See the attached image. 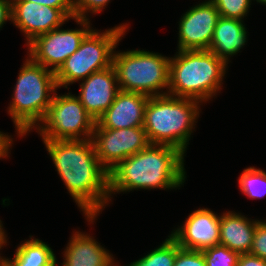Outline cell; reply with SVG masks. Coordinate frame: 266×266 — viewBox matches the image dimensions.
<instances>
[{
    "label": "cell",
    "instance_id": "9c48e42d",
    "mask_svg": "<svg viewBox=\"0 0 266 266\" xmlns=\"http://www.w3.org/2000/svg\"><path fill=\"white\" fill-rule=\"evenodd\" d=\"M79 29H57L36 37L27 45L28 56L36 63L56 73L65 60L80 46L85 36L92 30L90 19L74 17ZM51 66V67H50Z\"/></svg>",
    "mask_w": 266,
    "mask_h": 266
},
{
    "label": "cell",
    "instance_id": "4fadbf2b",
    "mask_svg": "<svg viewBox=\"0 0 266 266\" xmlns=\"http://www.w3.org/2000/svg\"><path fill=\"white\" fill-rule=\"evenodd\" d=\"M12 1V22L26 37V46L36 37L64 25L70 19L58 8L25 0Z\"/></svg>",
    "mask_w": 266,
    "mask_h": 266
},
{
    "label": "cell",
    "instance_id": "ba28073f",
    "mask_svg": "<svg viewBox=\"0 0 266 266\" xmlns=\"http://www.w3.org/2000/svg\"><path fill=\"white\" fill-rule=\"evenodd\" d=\"M95 124L75 94L58 95L56 91L44 119L35 130L42 139L89 140Z\"/></svg>",
    "mask_w": 266,
    "mask_h": 266
},
{
    "label": "cell",
    "instance_id": "f1b7e54d",
    "mask_svg": "<svg viewBox=\"0 0 266 266\" xmlns=\"http://www.w3.org/2000/svg\"><path fill=\"white\" fill-rule=\"evenodd\" d=\"M7 21L12 22V1L0 0V30Z\"/></svg>",
    "mask_w": 266,
    "mask_h": 266
},
{
    "label": "cell",
    "instance_id": "277c9868",
    "mask_svg": "<svg viewBox=\"0 0 266 266\" xmlns=\"http://www.w3.org/2000/svg\"><path fill=\"white\" fill-rule=\"evenodd\" d=\"M200 105L198 100L169 94L149 97L143 124L149 143L172 146L185 154Z\"/></svg>",
    "mask_w": 266,
    "mask_h": 266
},
{
    "label": "cell",
    "instance_id": "1f68e13d",
    "mask_svg": "<svg viewBox=\"0 0 266 266\" xmlns=\"http://www.w3.org/2000/svg\"><path fill=\"white\" fill-rule=\"evenodd\" d=\"M254 1H257V3H260L261 5L266 6V0H254Z\"/></svg>",
    "mask_w": 266,
    "mask_h": 266
},
{
    "label": "cell",
    "instance_id": "cb8c5ba5",
    "mask_svg": "<svg viewBox=\"0 0 266 266\" xmlns=\"http://www.w3.org/2000/svg\"><path fill=\"white\" fill-rule=\"evenodd\" d=\"M74 16L89 19L88 13L98 14L106 8L110 0H71Z\"/></svg>",
    "mask_w": 266,
    "mask_h": 266
},
{
    "label": "cell",
    "instance_id": "e0dca14e",
    "mask_svg": "<svg viewBox=\"0 0 266 266\" xmlns=\"http://www.w3.org/2000/svg\"><path fill=\"white\" fill-rule=\"evenodd\" d=\"M260 220L250 219L241 213L226 211L220 215L219 244L238 254L250 253L256 226Z\"/></svg>",
    "mask_w": 266,
    "mask_h": 266
},
{
    "label": "cell",
    "instance_id": "7c38bea8",
    "mask_svg": "<svg viewBox=\"0 0 266 266\" xmlns=\"http://www.w3.org/2000/svg\"><path fill=\"white\" fill-rule=\"evenodd\" d=\"M170 236L183 249L202 251L219 244L220 215L208 208L189 214L184 224L171 231Z\"/></svg>",
    "mask_w": 266,
    "mask_h": 266
},
{
    "label": "cell",
    "instance_id": "d6986e66",
    "mask_svg": "<svg viewBox=\"0 0 266 266\" xmlns=\"http://www.w3.org/2000/svg\"><path fill=\"white\" fill-rule=\"evenodd\" d=\"M16 248L13 258L4 257L9 266H56L57 258L49 244L32 235ZM33 237V238H32Z\"/></svg>",
    "mask_w": 266,
    "mask_h": 266
},
{
    "label": "cell",
    "instance_id": "83f0119b",
    "mask_svg": "<svg viewBox=\"0 0 266 266\" xmlns=\"http://www.w3.org/2000/svg\"><path fill=\"white\" fill-rule=\"evenodd\" d=\"M236 266H266V260L251 253L239 254Z\"/></svg>",
    "mask_w": 266,
    "mask_h": 266
},
{
    "label": "cell",
    "instance_id": "f546056e",
    "mask_svg": "<svg viewBox=\"0 0 266 266\" xmlns=\"http://www.w3.org/2000/svg\"><path fill=\"white\" fill-rule=\"evenodd\" d=\"M13 138L7 133L0 131V159L8 158L9 151L12 149Z\"/></svg>",
    "mask_w": 266,
    "mask_h": 266
},
{
    "label": "cell",
    "instance_id": "52a82bcc",
    "mask_svg": "<svg viewBox=\"0 0 266 266\" xmlns=\"http://www.w3.org/2000/svg\"><path fill=\"white\" fill-rule=\"evenodd\" d=\"M128 25L127 23L116 25L104 32L93 28L82 40L79 48L55 73L58 89L61 87L68 89L70 84L112 66L114 50L128 31Z\"/></svg>",
    "mask_w": 266,
    "mask_h": 266
},
{
    "label": "cell",
    "instance_id": "3957f363",
    "mask_svg": "<svg viewBox=\"0 0 266 266\" xmlns=\"http://www.w3.org/2000/svg\"><path fill=\"white\" fill-rule=\"evenodd\" d=\"M228 64L209 50H178L169 61V95L200 102L222 90Z\"/></svg>",
    "mask_w": 266,
    "mask_h": 266
},
{
    "label": "cell",
    "instance_id": "4316f807",
    "mask_svg": "<svg viewBox=\"0 0 266 266\" xmlns=\"http://www.w3.org/2000/svg\"><path fill=\"white\" fill-rule=\"evenodd\" d=\"M38 3L39 5L60 9L69 19H73L74 11L71 0H25Z\"/></svg>",
    "mask_w": 266,
    "mask_h": 266
},
{
    "label": "cell",
    "instance_id": "7a4b0ae2",
    "mask_svg": "<svg viewBox=\"0 0 266 266\" xmlns=\"http://www.w3.org/2000/svg\"><path fill=\"white\" fill-rule=\"evenodd\" d=\"M186 154L168 145L149 144L109 172V194L139 189H180L186 179Z\"/></svg>",
    "mask_w": 266,
    "mask_h": 266
},
{
    "label": "cell",
    "instance_id": "9a60e30c",
    "mask_svg": "<svg viewBox=\"0 0 266 266\" xmlns=\"http://www.w3.org/2000/svg\"><path fill=\"white\" fill-rule=\"evenodd\" d=\"M149 96L120 90L111 106L97 119L94 128L143 127Z\"/></svg>",
    "mask_w": 266,
    "mask_h": 266
},
{
    "label": "cell",
    "instance_id": "d6a6232c",
    "mask_svg": "<svg viewBox=\"0 0 266 266\" xmlns=\"http://www.w3.org/2000/svg\"><path fill=\"white\" fill-rule=\"evenodd\" d=\"M0 266H9L4 260L0 261Z\"/></svg>",
    "mask_w": 266,
    "mask_h": 266
},
{
    "label": "cell",
    "instance_id": "8992f818",
    "mask_svg": "<svg viewBox=\"0 0 266 266\" xmlns=\"http://www.w3.org/2000/svg\"><path fill=\"white\" fill-rule=\"evenodd\" d=\"M169 61L170 57L144 49L114 50L112 66L120 90L153 97L168 93Z\"/></svg>",
    "mask_w": 266,
    "mask_h": 266
},
{
    "label": "cell",
    "instance_id": "ac0fdd59",
    "mask_svg": "<svg viewBox=\"0 0 266 266\" xmlns=\"http://www.w3.org/2000/svg\"><path fill=\"white\" fill-rule=\"evenodd\" d=\"M247 33L244 21L220 16L208 50L229 64L230 58L246 45Z\"/></svg>",
    "mask_w": 266,
    "mask_h": 266
},
{
    "label": "cell",
    "instance_id": "603a6c76",
    "mask_svg": "<svg viewBox=\"0 0 266 266\" xmlns=\"http://www.w3.org/2000/svg\"><path fill=\"white\" fill-rule=\"evenodd\" d=\"M217 8L219 15L244 21L248 16L252 0H210Z\"/></svg>",
    "mask_w": 266,
    "mask_h": 266
},
{
    "label": "cell",
    "instance_id": "44dd1931",
    "mask_svg": "<svg viewBox=\"0 0 266 266\" xmlns=\"http://www.w3.org/2000/svg\"><path fill=\"white\" fill-rule=\"evenodd\" d=\"M238 184L241 192L249 199L266 196V172L260 168H245L238 178Z\"/></svg>",
    "mask_w": 266,
    "mask_h": 266
},
{
    "label": "cell",
    "instance_id": "4dcf8cb0",
    "mask_svg": "<svg viewBox=\"0 0 266 266\" xmlns=\"http://www.w3.org/2000/svg\"><path fill=\"white\" fill-rule=\"evenodd\" d=\"M7 234H6V231L3 227V223L0 219V250L2 249V247L5 246V244L7 243ZM1 255V254H0ZM4 258V256H0V261H2Z\"/></svg>",
    "mask_w": 266,
    "mask_h": 266
},
{
    "label": "cell",
    "instance_id": "8fae6325",
    "mask_svg": "<svg viewBox=\"0 0 266 266\" xmlns=\"http://www.w3.org/2000/svg\"><path fill=\"white\" fill-rule=\"evenodd\" d=\"M219 12L206 0L192 6L178 22V50H208L213 38Z\"/></svg>",
    "mask_w": 266,
    "mask_h": 266
},
{
    "label": "cell",
    "instance_id": "6da1fadb",
    "mask_svg": "<svg viewBox=\"0 0 266 266\" xmlns=\"http://www.w3.org/2000/svg\"><path fill=\"white\" fill-rule=\"evenodd\" d=\"M59 177L90 224L110 203L109 172L100 164L92 139H42Z\"/></svg>",
    "mask_w": 266,
    "mask_h": 266
},
{
    "label": "cell",
    "instance_id": "ffe728a7",
    "mask_svg": "<svg viewBox=\"0 0 266 266\" xmlns=\"http://www.w3.org/2000/svg\"><path fill=\"white\" fill-rule=\"evenodd\" d=\"M177 254V242L169 235L164 242L128 266H173Z\"/></svg>",
    "mask_w": 266,
    "mask_h": 266
},
{
    "label": "cell",
    "instance_id": "7402d4cb",
    "mask_svg": "<svg viewBox=\"0 0 266 266\" xmlns=\"http://www.w3.org/2000/svg\"><path fill=\"white\" fill-rule=\"evenodd\" d=\"M206 266H236L239 254L226 246L217 244L202 250Z\"/></svg>",
    "mask_w": 266,
    "mask_h": 266
},
{
    "label": "cell",
    "instance_id": "d4e9b609",
    "mask_svg": "<svg viewBox=\"0 0 266 266\" xmlns=\"http://www.w3.org/2000/svg\"><path fill=\"white\" fill-rule=\"evenodd\" d=\"M173 266H206L202 251L181 248L177 243V254Z\"/></svg>",
    "mask_w": 266,
    "mask_h": 266
},
{
    "label": "cell",
    "instance_id": "30bf717a",
    "mask_svg": "<svg viewBox=\"0 0 266 266\" xmlns=\"http://www.w3.org/2000/svg\"><path fill=\"white\" fill-rule=\"evenodd\" d=\"M92 141L100 164L108 172L150 144L143 127L94 128Z\"/></svg>",
    "mask_w": 266,
    "mask_h": 266
},
{
    "label": "cell",
    "instance_id": "2e32d148",
    "mask_svg": "<svg viewBox=\"0 0 266 266\" xmlns=\"http://www.w3.org/2000/svg\"><path fill=\"white\" fill-rule=\"evenodd\" d=\"M62 266H116L113 254L90 236V233L73 231L62 252Z\"/></svg>",
    "mask_w": 266,
    "mask_h": 266
},
{
    "label": "cell",
    "instance_id": "5b68a950",
    "mask_svg": "<svg viewBox=\"0 0 266 266\" xmlns=\"http://www.w3.org/2000/svg\"><path fill=\"white\" fill-rule=\"evenodd\" d=\"M25 60L7 108L19 137L27 135L42 122L58 90L54 72L34 62L28 55Z\"/></svg>",
    "mask_w": 266,
    "mask_h": 266
},
{
    "label": "cell",
    "instance_id": "5bb4252c",
    "mask_svg": "<svg viewBox=\"0 0 266 266\" xmlns=\"http://www.w3.org/2000/svg\"><path fill=\"white\" fill-rule=\"evenodd\" d=\"M76 95L95 121L111 106L120 91L113 66L89 75L82 80Z\"/></svg>",
    "mask_w": 266,
    "mask_h": 266
},
{
    "label": "cell",
    "instance_id": "484cf974",
    "mask_svg": "<svg viewBox=\"0 0 266 266\" xmlns=\"http://www.w3.org/2000/svg\"><path fill=\"white\" fill-rule=\"evenodd\" d=\"M250 253L266 260V220L260 219L256 226Z\"/></svg>",
    "mask_w": 266,
    "mask_h": 266
}]
</instances>
